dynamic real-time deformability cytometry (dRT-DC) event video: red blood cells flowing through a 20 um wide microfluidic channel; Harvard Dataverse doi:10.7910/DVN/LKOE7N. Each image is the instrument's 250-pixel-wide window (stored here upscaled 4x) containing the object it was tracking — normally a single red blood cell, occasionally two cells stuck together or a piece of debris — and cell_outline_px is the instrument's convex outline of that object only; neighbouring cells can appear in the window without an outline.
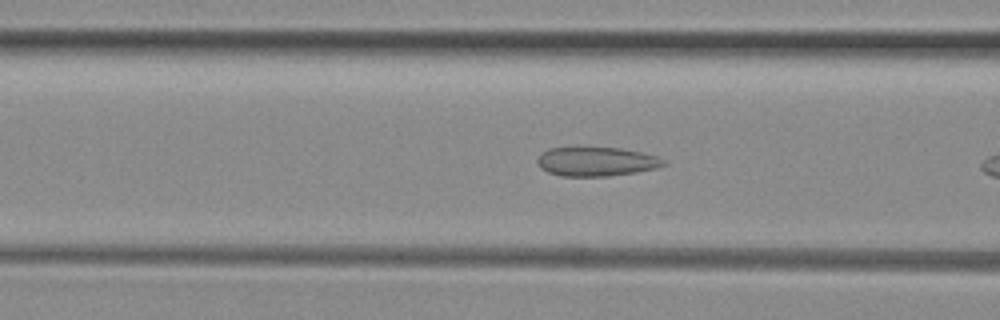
{"species": "common noctule bat (a hibernating species)", "species_latin": "Nyctalus noctula", "temperature_condition": "room temperature", "stored_images_in_passage": 7, "camera_frame_rate_fps": 3000, "um_per_image_px": 0.085, "animal": {"sex": "female", "body_mass_g": 29.2, "forearm_length_mm": 56.3}, "frame": {"image": 1, "passage_image": 6, "time_ms": 1.667, "image_size_px": [1000, 320], "cell_outline_px": [[668, 164], [656, 168], [636, 172], [608, 176], [560, 176], [548, 172], [540, 168], [536, 160], [540, 152], [548, 148], [576, 144], [620, 148], [640, 152], [656, 156], [664, 160]], "centroid_in_image_um": [50.6, 13.68], "position_along_channel_um": 116.0, "area_um2": 22.43}}